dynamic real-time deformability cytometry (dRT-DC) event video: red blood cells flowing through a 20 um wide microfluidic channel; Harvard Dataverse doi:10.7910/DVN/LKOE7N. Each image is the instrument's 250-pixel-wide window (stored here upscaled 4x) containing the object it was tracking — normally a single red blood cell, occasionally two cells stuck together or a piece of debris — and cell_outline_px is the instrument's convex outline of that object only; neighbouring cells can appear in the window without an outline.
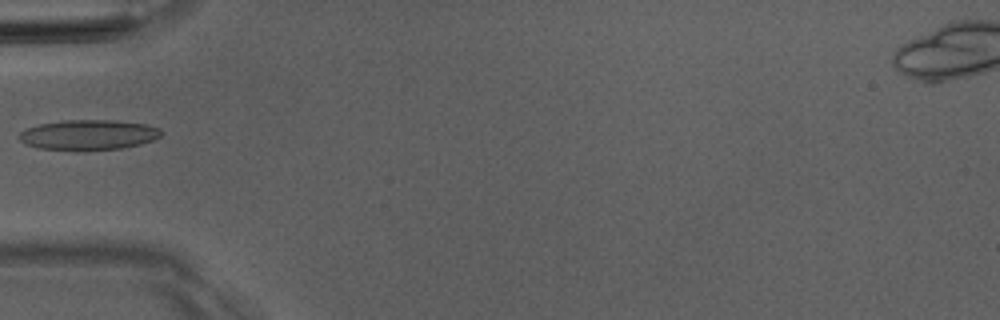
{"species": "Egyptian fruit bat (a non-hibernating species)", "species_latin": "Rousettus aegyptiacus", "temperature_condition": "room temperature", "stored_images_in_passage": 3, "camera_frame_rate_fps": 3000, "um_per_image_px": 0.085, "animal": {"sex": "male"}, "frame": {"image": 1, "passage_image": 3, "time_ms": 2.0, "image_size_px": [1000, 320], "cell_outline_px": [[164, 132], [160, 136], [152, 140], [140, 144], [124, 148], [84, 152], [76, 152], [36, 148], [24, 144], [20, 140], [20, 132], [28, 128], [40, 124], [64, 120], [112, 120], [148, 124], [160, 128]], "centroid_in_image_um": [7.53, 11.49], "position_along_channel_um": 77.5, "area_um2": 25.66}}